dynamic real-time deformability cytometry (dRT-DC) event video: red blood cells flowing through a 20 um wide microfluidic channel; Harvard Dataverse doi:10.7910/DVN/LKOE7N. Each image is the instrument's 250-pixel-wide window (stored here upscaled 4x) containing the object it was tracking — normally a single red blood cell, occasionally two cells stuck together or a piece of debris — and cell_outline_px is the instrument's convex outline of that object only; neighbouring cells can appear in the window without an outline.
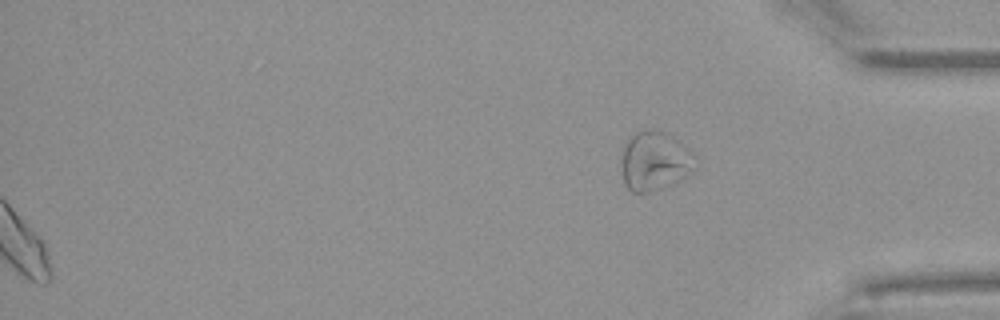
{"species": "Egyptian fruit bat (a non-hibernating species)", "species_latin": "Rousettus aegyptiacus", "temperature_condition": "warm", "stored_images_in_passage": 52, "segment_of_instrument_passage": [2, 2], "camera_frame_rate_fps": 3000, "um_per_image_px": 0.085, "animal": {"sex": "female"}, "frame": {"image": 1, "passage_image": 52, "time_ms": 17.0, "image_size_px": [1000, 320], "cell_outline_px": [[696, 168], [680, 180], [648, 192], [632, 192], [624, 184], [620, 160], [624, 144], [636, 132], [644, 128], [656, 128], [672, 136], [688, 148], [696, 156]], "centroid_in_image_um": [55.64, 13.65], "position_along_channel_um": 379.6, "area_um2": 25.72}}